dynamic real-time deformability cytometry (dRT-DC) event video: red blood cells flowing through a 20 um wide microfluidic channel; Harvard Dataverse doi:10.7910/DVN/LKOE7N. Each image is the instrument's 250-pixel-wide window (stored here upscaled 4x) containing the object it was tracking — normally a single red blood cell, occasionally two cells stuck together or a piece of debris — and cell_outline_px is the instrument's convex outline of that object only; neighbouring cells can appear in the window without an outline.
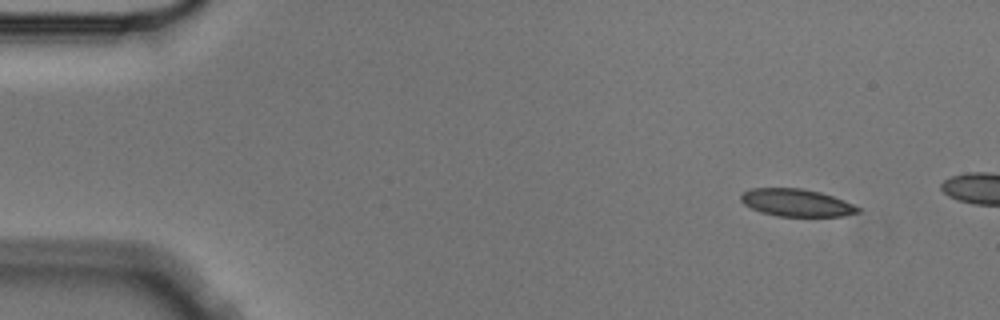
{"species": "Egyptian fruit bat (a non-hibernating species)", "species_latin": "Rousettus aegyptiacus", "temperature_condition": "cold", "stored_images_in_passage": 3, "camera_frame_rate_fps": 3000, "um_per_image_px": 0.085, "animal": {"sex": "male"}, "frame": {"image": 1, "passage_image": 1, "time_ms": 0.0, "image_size_px": [1000, 320], "cell_outline_px": [[860, 212], [844, 216], [776, 216], [760, 212], [744, 204], [740, 200], [740, 196], [748, 188], [800, 188], [820, 192], [844, 200], [860, 208]], "centroid_in_image_um": [67.68, 17.23], "position_along_channel_um": 17.3, "area_um2": 18.73}}